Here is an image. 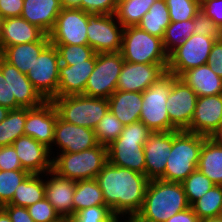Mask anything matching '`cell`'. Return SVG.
<instances>
[{
    "mask_svg": "<svg viewBox=\"0 0 222 222\" xmlns=\"http://www.w3.org/2000/svg\"><path fill=\"white\" fill-rule=\"evenodd\" d=\"M60 59L55 45L49 43L39 54L27 77L46 100L57 98Z\"/></svg>",
    "mask_w": 222,
    "mask_h": 222,
    "instance_id": "8fae6325",
    "label": "cell"
},
{
    "mask_svg": "<svg viewBox=\"0 0 222 222\" xmlns=\"http://www.w3.org/2000/svg\"><path fill=\"white\" fill-rule=\"evenodd\" d=\"M207 136L186 130L172 131V148L164 175V181L182 183L197 169L200 152Z\"/></svg>",
    "mask_w": 222,
    "mask_h": 222,
    "instance_id": "3957f363",
    "label": "cell"
},
{
    "mask_svg": "<svg viewBox=\"0 0 222 222\" xmlns=\"http://www.w3.org/2000/svg\"><path fill=\"white\" fill-rule=\"evenodd\" d=\"M145 175L149 180L160 179L165 172L172 148V131L152 132L144 143Z\"/></svg>",
    "mask_w": 222,
    "mask_h": 222,
    "instance_id": "ffe728a7",
    "label": "cell"
},
{
    "mask_svg": "<svg viewBox=\"0 0 222 222\" xmlns=\"http://www.w3.org/2000/svg\"><path fill=\"white\" fill-rule=\"evenodd\" d=\"M30 173L26 170H0V206L12 201L16 188Z\"/></svg>",
    "mask_w": 222,
    "mask_h": 222,
    "instance_id": "ab89813d",
    "label": "cell"
},
{
    "mask_svg": "<svg viewBox=\"0 0 222 222\" xmlns=\"http://www.w3.org/2000/svg\"><path fill=\"white\" fill-rule=\"evenodd\" d=\"M60 222H70V219H62Z\"/></svg>",
    "mask_w": 222,
    "mask_h": 222,
    "instance_id": "94428289",
    "label": "cell"
},
{
    "mask_svg": "<svg viewBox=\"0 0 222 222\" xmlns=\"http://www.w3.org/2000/svg\"><path fill=\"white\" fill-rule=\"evenodd\" d=\"M200 219L194 213L191 206L170 217L166 222H199Z\"/></svg>",
    "mask_w": 222,
    "mask_h": 222,
    "instance_id": "f5cc1de1",
    "label": "cell"
},
{
    "mask_svg": "<svg viewBox=\"0 0 222 222\" xmlns=\"http://www.w3.org/2000/svg\"><path fill=\"white\" fill-rule=\"evenodd\" d=\"M80 8H63L48 34L53 45H88V16Z\"/></svg>",
    "mask_w": 222,
    "mask_h": 222,
    "instance_id": "7c38bea8",
    "label": "cell"
},
{
    "mask_svg": "<svg viewBox=\"0 0 222 222\" xmlns=\"http://www.w3.org/2000/svg\"><path fill=\"white\" fill-rule=\"evenodd\" d=\"M46 33L22 17L2 19L0 53L9 46L40 41Z\"/></svg>",
    "mask_w": 222,
    "mask_h": 222,
    "instance_id": "cb8c5ba5",
    "label": "cell"
},
{
    "mask_svg": "<svg viewBox=\"0 0 222 222\" xmlns=\"http://www.w3.org/2000/svg\"><path fill=\"white\" fill-rule=\"evenodd\" d=\"M73 203L74 215L76 212L89 207L106 205L102 190L95 178L76 181Z\"/></svg>",
    "mask_w": 222,
    "mask_h": 222,
    "instance_id": "1f68e13d",
    "label": "cell"
},
{
    "mask_svg": "<svg viewBox=\"0 0 222 222\" xmlns=\"http://www.w3.org/2000/svg\"><path fill=\"white\" fill-rule=\"evenodd\" d=\"M24 0H0V16L2 19L21 17Z\"/></svg>",
    "mask_w": 222,
    "mask_h": 222,
    "instance_id": "681fc988",
    "label": "cell"
},
{
    "mask_svg": "<svg viewBox=\"0 0 222 222\" xmlns=\"http://www.w3.org/2000/svg\"><path fill=\"white\" fill-rule=\"evenodd\" d=\"M199 222H222V218L219 216H216L212 218L201 219Z\"/></svg>",
    "mask_w": 222,
    "mask_h": 222,
    "instance_id": "6f0895ef",
    "label": "cell"
},
{
    "mask_svg": "<svg viewBox=\"0 0 222 222\" xmlns=\"http://www.w3.org/2000/svg\"><path fill=\"white\" fill-rule=\"evenodd\" d=\"M118 218L119 216H115L110 222H120ZM128 218L129 219L126 222H137V219L135 218V216H130Z\"/></svg>",
    "mask_w": 222,
    "mask_h": 222,
    "instance_id": "680465c9",
    "label": "cell"
},
{
    "mask_svg": "<svg viewBox=\"0 0 222 222\" xmlns=\"http://www.w3.org/2000/svg\"><path fill=\"white\" fill-rule=\"evenodd\" d=\"M57 117V110L51 101H45L36 108H26L25 135L51 150Z\"/></svg>",
    "mask_w": 222,
    "mask_h": 222,
    "instance_id": "2e32d148",
    "label": "cell"
},
{
    "mask_svg": "<svg viewBox=\"0 0 222 222\" xmlns=\"http://www.w3.org/2000/svg\"><path fill=\"white\" fill-rule=\"evenodd\" d=\"M193 25L194 34L209 36L215 40L220 39L221 29L214 23L212 19L207 17L201 8L193 18Z\"/></svg>",
    "mask_w": 222,
    "mask_h": 222,
    "instance_id": "f6af8a7d",
    "label": "cell"
},
{
    "mask_svg": "<svg viewBox=\"0 0 222 222\" xmlns=\"http://www.w3.org/2000/svg\"><path fill=\"white\" fill-rule=\"evenodd\" d=\"M211 138L219 145H222V123L219 128L212 134Z\"/></svg>",
    "mask_w": 222,
    "mask_h": 222,
    "instance_id": "db71d44e",
    "label": "cell"
},
{
    "mask_svg": "<svg viewBox=\"0 0 222 222\" xmlns=\"http://www.w3.org/2000/svg\"><path fill=\"white\" fill-rule=\"evenodd\" d=\"M106 206L115 215L135 216L142 208L149 179L144 174L111 164L96 176Z\"/></svg>",
    "mask_w": 222,
    "mask_h": 222,
    "instance_id": "6da1fadb",
    "label": "cell"
},
{
    "mask_svg": "<svg viewBox=\"0 0 222 222\" xmlns=\"http://www.w3.org/2000/svg\"><path fill=\"white\" fill-rule=\"evenodd\" d=\"M152 131L141 121L125 125L120 136L107 146L108 161L145 175L144 143Z\"/></svg>",
    "mask_w": 222,
    "mask_h": 222,
    "instance_id": "277c9868",
    "label": "cell"
},
{
    "mask_svg": "<svg viewBox=\"0 0 222 222\" xmlns=\"http://www.w3.org/2000/svg\"><path fill=\"white\" fill-rule=\"evenodd\" d=\"M222 205V186L214 185L201 198L195 201L191 208L201 219L212 218L219 215Z\"/></svg>",
    "mask_w": 222,
    "mask_h": 222,
    "instance_id": "e575fe53",
    "label": "cell"
},
{
    "mask_svg": "<svg viewBox=\"0 0 222 222\" xmlns=\"http://www.w3.org/2000/svg\"><path fill=\"white\" fill-rule=\"evenodd\" d=\"M27 210L34 222H60L63 219L46 198L27 207Z\"/></svg>",
    "mask_w": 222,
    "mask_h": 222,
    "instance_id": "ee69618b",
    "label": "cell"
},
{
    "mask_svg": "<svg viewBox=\"0 0 222 222\" xmlns=\"http://www.w3.org/2000/svg\"><path fill=\"white\" fill-rule=\"evenodd\" d=\"M62 9L60 0H24L21 17L49 34Z\"/></svg>",
    "mask_w": 222,
    "mask_h": 222,
    "instance_id": "d4e9b609",
    "label": "cell"
},
{
    "mask_svg": "<svg viewBox=\"0 0 222 222\" xmlns=\"http://www.w3.org/2000/svg\"><path fill=\"white\" fill-rule=\"evenodd\" d=\"M115 215L106 205L93 206L75 213L70 222H110Z\"/></svg>",
    "mask_w": 222,
    "mask_h": 222,
    "instance_id": "7bdbcfd3",
    "label": "cell"
},
{
    "mask_svg": "<svg viewBox=\"0 0 222 222\" xmlns=\"http://www.w3.org/2000/svg\"><path fill=\"white\" fill-rule=\"evenodd\" d=\"M197 98V94L189 85L172 74V87L166 107L171 123L178 130H186L190 126Z\"/></svg>",
    "mask_w": 222,
    "mask_h": 222,
    "instance_id": "5bb4252c",
    "label": "cell"
},
{
    "mask_svg": "<svg viewBox=\"0 0 222 222\" xmlns=\"http://www.w3.org/2000/svg\"><path fill=\"white\" fill-rule=\"evenodd\" d=\"M63 8H80L89 14H115L118 0H60Z\"/></svg>",
    "mask_w": 222,
    "mask_h": 222,
    "instance_id": "f35d334b",
    "label": "cell"
},
{
    "mask_svg": "<svg viewBox=\"0 0 222 222\" xmlns=\"http://www.w3.org/2000/svg\"><path fill=\"white\" fill-rule=\"evenodd\" d=\"M114 16L115 14H90L88 16V46L92 47L95 53L121 51L124 27L114 21Z\"/></svg>",
    "mask_w": 222,
    "mask_h": 222,
    "instance_id": "4fadbf2b",
    "label": "cell"
},
{
    "mask_svg": "<svg viewBox=\"0 0 222 222\" xmlns=\"http://www.w3.org/2000/svg\"><path fill=\"white\" fill-rule=\"evenodd\" d=\"M220 40H222V28H221V33H220Z\"/></svg>",
    "mask_w": 222,
    "mask_h": 222,
    "instance_id": "be15d7a7",
    "label": "cell"
},
{
    "mask_svg": "<svg viewBox=\"0 0 222 222\" xmlns=\"http://www.w3.org/2000/svg\"><path fill=\"white\" fill-rule=\"evenodd\" d=\"M108 162L107 146H97L76 153H60L52 159V171L62 178L94 179Z\"/></svg>",
    "mask_w": 222,
    "mask_h": 222,
    "instance_id": "5b68a950",
    "label": "cell"
},
{
    "mask_svg": "<svg viewBox=\"0 0 222 222\" xmlns=\"http://www.w3.org/2000/svg\"><path fill=\"white\" fill-rule=\"evenodd\" d=\"M200 8L220 29L222 28V0H200Z\"/></svg>",
    "mask_w": 222,
    "mask_h": 222,
    "instance_id": "7dc6e473",
    "label": "cell"
},
{
    "mask_svg": "<svg viewBox=\"0 0 222 222\" xmlns=\"http://www.w3.org/2000/svg\"><path fill=\"white\" fill-rule=\"evenodd\" d=\"M120 52L126 62L168 64V54L164 49L163 39L150 35L138 26L124 28Z\"/></svg>",
    "mask_w": 222,
    "mask_h": 222,
    "instance_id": "52a82bcc",
    "label": "cell"
},
{
    "mask_svg": "<svg viewBox=\"0 0 222 222\" xmlns=\"http://www.w3.org/2000/svg\"><path fill=\"white\" fill-rule=\"evenodd\" d=\"M0 70L10 88V100H16L21 108H36L46 100L34 88L27 75L20 72L0 56Z\"/></svg>",
    "mask_w": 222,
    "mask_h": 222,
    "instance_id": "e0dca14e",
    "label": "cell"
},
{
    "mask_svg": "<svg viewBox=\"0 0 222 222\" xmlns=\"http://www.w3.org/2000/svg\"><path fill=\"white\" fill-rule=\"evenodd\" d=\"M123 64L121 52L96 53V63L83 95L108 99L116 91Z\"/></svg>",
    "mask_w": 222,
    "mask_h": 222,
    "instance_id": "9c48e42d",
    "label": "cell"
},
{
    "mask_svg": "<svg viewBox=\"0 0 222 222\" xmlns=\"http://www.w3.org/2000/svg\"><path fill=\"white\" fill-rule=\"evenodd\" d=\"M170 23V15L166 1L156 0L137 26L150 35L163 39L165 30Z\"/></svg>",
    "mask_w": 222,
    "mask_h": 222,
    "instance_id": "f546056e",
    "label": "cell"
},
{
    "mask_svg": "<svg viewBox=\"0 0 222 222\" xmlns=\"http://www.w3.org/2000/svg\"><path fill=\"white\" fill-rule=\"evenodd\" d=\"M167 65L124 61L116 90L142 93L167 73Z\"/></svg>",
    "mask_w": 222,
    "mask_h": 222,
    "instance_id": "9a60e30c",
    "label": "cell"
},
{
    "mask_svg": "<svg viewBox=\"0 0 222 222\" xmlns=\"http://www.w3.org/2000/svg\"><path fill=\"white\" fill-rule=\"evenodd\" d=\"M123 129L124 124L108 110L94 128V132L98 144L108 146L120 136Z\"/></svg>",
    "mask_w": 222,
    "mask_h": 222,
    "instance_id": "8d00e7d4",
    "label": "cell"
},
{
    "mask_svg": "<svg viewBox=\"0 0 222 222\" xmlns=\"http://www.w3.org/2000/svg\"><path fill=\"white\" fill-rule=\"evenodd\" d=\"M181 78L198 97L222 94V78L216 75L209 64H204L185 71Z\"/></svg>",
    "mask_w": 222,
    "mask_h": 222,
    "instance_id": "83f0119b",
    "label": "cell"
},
{
    "mask_svg": "<svg viewBox=\"0 0 222 222\" xmlns=\"http://www.w3.org/2000/svg\"><path fill=\"white\" fill-rule=\"evenodd\" d=\"M47 174L52 175V177L45 182V198L63 219H70L74 216L73 195L76 181L62 178L53 171Z\"/></svg>",
    "mask_w": 222,
    "mask_h": 222,
    "instance_id": "603a6c76",
    "label": "cell"
},
{
    "mask_svg": "<svg viewBox=\"0 0 222 222\" xmlns=\"http://www.w3.org/2000/svg\"><path fill=\"white\" fill-rule=\"evenodd\" d=\"M1 23H2V18L0 16V34H1Z\"/></svg>",
    "mask_w": 222,
    "mask_h": 222,
    "instance_id": "6125c7cd",
    "label": "cell"
},
{
    "mask_svg": "<svg viewBox=\"0 0 222 222\" xmlns=\"http://www.w3.org/2000/svg\"><path fill=\"white\" fill-rule=\"evenodd\" d=\"M49 43V35L46 34L40 41L6 47L0 56L27 75L39 54Z\"/></svg>",
    "mask_w": 222,
    "mask_h": 222,
    "instance_id": "484cf974",
    "label": "cell"
},
{
    "mask_svg": "<svg viewBox=\"0 0 222 222\" xmlns=\"http://www.w3.org/2000/svg\"><path fill=\"white\" fill-rule=\"evenodd\" d=\"M171 22L193 19L200 10V0H165Z\"/></svg>",
    "mask_w": 222,
    "mask_h": 222,
    "instance_id": "60d3db41",
    "label": "cell"
},
{
    "mask_svg": "<svg viewBox=\"0 0 222 222\" xmlns=\"http://www.w3.org/2000/svg\"><path fill=\"white\" fill-rule=\"evenodd\" d=\"M207 63L210 69L222 78V40H216L212 45Z\"/></svg>",
    "mask_w": 222,
    "mask_h": 222,
    "instance_id": "c3c4849f",
    "label": "cell"
},
{
    "mask_svg": "<svg viewBox=\"0 0 222 222\" xmlns=\"http://www.w3.org/2000/svg\"><path fill=\"white\" fill-rule=\"evenodd\" d=\"M222 123V94L198 97L186 131L211 137Z\"/></svg>",
    "mask_w": 222,
    "mask_h": 222,
    "instance_id": "d6986e66",
    "label": "cell"
},
{
    "mask_svg": "<svg viewBox=\"0 0 222 222\" xmlns=\"http://www.w3.org/2000/svg\"><path fill=\"white\" fill-rule=\"evenodd\" d=\"M9 109L0 105V123L5 119L9 113Z\"/></svg>",
    "mask_w": 222,
    "mask_h": 222,
    "instance_id": "11a10c76",
    "label": "cell"
},
{
    "mask_svg": "<svg viewBox=\"0 0 222 222\" xmlns=\"http://www.w3.org/2000/svg\"><path fill=\"white\" fill-rule=\"evenodd\" d=\"M172 87V74L166 73L142 92L143 103L140 121L152 132L178 130L170 121L166 107L167 98Z\"/></svg>",
    "mask_w": 222,
    "mask_h": 222,
    "instance_id": "ba28073f",
    "label": "cell"
},
{
    "mask_svg": "<svg viewBox=\"0 0 222 222\" xmlns=\"http://www.w3.org/2000/svg\"><path fill=\"white\" fill-rule=\"evenodd\" d=\"M5 78L0 70V105L8 108L9 110H15L21 108L16 100H10V88L8 82H5Z\"/></svg>",
    "mask_w": 222,
    "mask_h": 222,
    "instance_id": "816d5d0a",
    "label": "cell"
},
{
    "mask_svg": "<svg viewBox=\"0 0 222 222\" xmlns=\"http://www.w3.org/2000/svg\"><path fill=\"white\" fill-rule=\"evenodd\" d=\"M181 184L190 206L215 185L198 169L194 170Z\"/></svg>",
    "mask_w": 222,
    "mask_h": 222,
    "instance_id": "74e56055",
    "label": "cell"
},
{
    "mask_svg": "<svg viewBox=\"0 0 222 222\" xmlns=\"http://www.w3.org/2000/svg\"><path fill=\"white\" fill-rule=\"evenodd\" d=\"M189 207L181 183L152 179L148 183L142 208L135 218L137 222H166Z\"/></svg>",
    "mask_w": 222,
    "mask_h": 222,
    "instance_id": "7a4b0ae2",
    "label": "cell"
},
{
    "mask_svg": "<svg viewBox=\"0 0 222 222\" xmlns=\"http://www.w3.org/2000/svg\"><path fill=\"white\" fill-rule=\"evenodd\" d=\"M0 170H24L12 145L0 147Z\"/></svg>",
    "mask_w": 222,
    "mask_h": 222,
    "instance_id": "bcb514c9",
    "label": "cell"
},
{
    "mask_svg": "<svg viewBox=\"0 0 222 222\" xmlns=\"http://www.w3.org/2000/svg\"><path fill=\"white\" fill-rule=\"evenodd\" d=\"M2 209L8 214L12 222H34L26 207L6 204Z\"/></svg>",
    "mask_w": 222,
    "mask_h": 222,
    "instance_id": "f907efd6",
    "label": "cell"
},
{
    "mask_svg": "<svg viewBox=\"0 0 222 222\" xmlns=\"http://www.w3.org/2000/svg\"><path fill=\"white\" fill-rule=\"evenodd\" d=\"M60 59V64L72 66L73 63L84 62L94 54L92 47L88 45H55Z\"/></svg>",
    "mask_w": 222,
    "mask_h": 222,
    "instance_id": "b9f144b4",
    "label": "cell"
},
{
    "mask_svg": "<svg viewBox=\"0 0 222 222\" xmlns=\"http://www.w3.org/2000/svg\"><path fill=\"white\" fill-rule=\"evenodd\" d=\"M215 39L193 34L168 55L167 72L180 77L185 71L207 64Z\"/></svg>",
    "mask_w": 222,
    "mask_h": 222,
    "instance_id": "30bf717a",
    "label": "cell"
},
{
    "mask_svg": "<svg viewBox=\"0 0 222 222\" xmlns=\"http://www.w3.org/2000/svg\"><path fill=\"white\" fill-rule=\"evenodd\" d=\"M218 216L222 218V205Z\"/></svg>",
    "mask_w": 222,
    "mask_h": 222,
    "instance_id": "91938a15",
    "label": "cell"
},
{
    "mask_svg": "<svg viewBox=\"0 0 222 222\" xmlns=\"http://www.w3.org/2000/svg\"><path fill=\"white\" fill-rule=\"evenodd\" d=\"M26 108L10 110L0 123V147L10 146L20 136L25 135Z\"/></svg>",
    "mask_w": 222,
    "mask_h": 222,
    "instance_id": "836d02e7",
    "label": "cell"
},
{
    "mask_svg": "<svg viewBox=\"0 0 222 222\" xmlns=\"http://www.w3.org/2000/svg\"><path fill=\"white\" fill-rule=\"evenodd\" d=\"M197 169L215 185L222 186V145L211 137L203 142Z\"/></svg>",
    "mask_w": 222,
    "mask_h": 222,
    "instance_id": "f1b7e54d",
    "label": "cell"
},
{
    "mask_svg": "<svg viewBox=\"0 0 222 222\" xmlns=\"http://www.w3.org/2000/svg\"><path fill=\"white\" fill-rule=\"evenodd\" d=\"M51 102L62 120L93 130L109 110L108 99L83 94L57 97Z\"/></svg>",
    "mask_w": 222,
    "mask_h": 222,
    "instance_id": "8992f818",
    "label": "cell"
},
{
    "mask_svg": "<svg viewBox=\"0 0 222 222\" xmlns=\"http://www.w3.org/2000/svg\"><path fill=\"white\" fill-rule=\"evenodd\" d=\"M57 144L61 153H76L98 145L93 129L77 126L57 117L53 144Z\"/></svg>",
    "mask_w": 222,
    "mask_h": 222,
    "instance_id": "ac0fdd59",
    "label": "cell"
},
{
    "mask_svg": "<svg viewBox=\"0 0 222 222\" xmlns=\"http://www.w3.org/2000/svg\"><path fill=\"white\" fill-rule=\"evenodd\" d=\"M22 168L30 174H41L52 171L50 150L30 136H20L13 143Z\"/></svg>",
    "mask_w": 222,
    "mask_h": 222,
    "instance_id": "44dd1931",
    "label": "cell"
},
{
    "mask_svg": "<svg viewBox=\"0 0 222 222\" xmlns=\"http://www.w3.org/2000/svg\"><path fill=\"white\" fill-rule=\"evenodd\" d=\"M95 63L96 53L90 59L73 63L72 66L60 64L57 97L84 94L86 83L93 72Z\"/></svg>",
    "mask_w": 222,
    "mask_h": 222,
    "instance_id": "7402d4cb",
    "label": "cell"
},
{
    "mask_svg": "<svg viewBox=\"0 0 222 222\" xmlns=\"http://www.w3.org/2000/svg\"><path fill=\"white\" fill-rule=\"evenodd\" d=\"M0 222H12L8 214L3 209L0 211Z\"/></svg>",
    "mask_w": 222,
    "mask_h": 222,
    "instance_id": "9f6ffc18",
    "label": "cell"
},
{
    "mask_svg": "<svg viewBox=\"0 0 222 222\" xmlns=\"http://www.w3.org/2000/svg\"><path fill=\"white\" fill-rule=\"evenodd\" d=\"M42 180L39 174H30L16 188L9 204L27 208L45 198V182Z\"/></svg>",
    "mask_w": 222,
    "mask_h": 222,
    "instance_id": "4dcf8cb0",
    "label": "cell"
},
{
    "mask_svg": "<svg viewBox=\"0 0 222 222\" xmlns=\"http://www.w3.org/2000/svg\"><path fill=\"white\" fill-rule=\"evenodd\" d=\"M109 110L121 121L130 125L140 121L143 103L142 93L116 90L109 98Z\"/></svg>",
    "mask_w": 222,
    "mask_h": 222,
    "instance_id": "4316f807",
    "label": "cell"
},
{
    "mask_svg": "<svg viewBox=\"0 0 222 222\" xmlns=\"http://www.w3.org/2000/svg\"><path fill=\"white\" fill-rule=\"evenodd\" d=\"M194 34L193 19L182 22H171L166 28L163 37V46L169 55L173 50L179 47L183 41Z\"/></svg>",
    "mask_w": 222,
    "mask_h": 222,
    "instance_id": "d590c367",
    "label": "cell"
},
{
    "mask_svg": "<svg viewBox=\"0 0 222 222\" xmlns=\"http://www.w3.org/2000/svg\"><path fill=\"white\" fill-rule=\"evenodd\" d=\"M156 0H118L115 18L121 26H137Z\"/></svg>",
    "mask_w": 222,
    "mask_h": 222,
    "instance_id": "d6a6232c",
    "label": "cell"
}]
</instances>
